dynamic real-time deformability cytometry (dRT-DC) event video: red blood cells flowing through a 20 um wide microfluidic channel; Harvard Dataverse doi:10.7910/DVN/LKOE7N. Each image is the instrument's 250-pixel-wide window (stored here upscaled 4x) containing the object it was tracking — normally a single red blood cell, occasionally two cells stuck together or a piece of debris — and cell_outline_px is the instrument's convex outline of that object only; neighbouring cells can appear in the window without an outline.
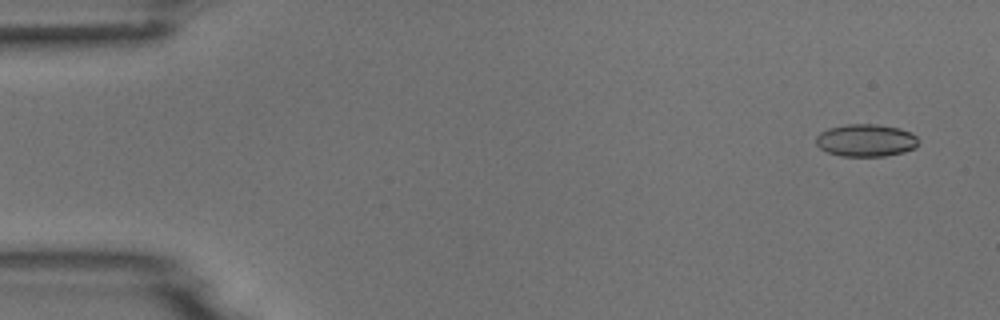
{"species": "common noctule bat (a hibernating species)", "species_latin": "Nyctalus noctula", "temperature_condition": "room temperature", "stored_images_in_passage": 5, "camera_frame_rate_fps": 3000, "um_per_image_px": 0.085, "animal": {"sex": "male", "body_mass_g": 18.8}, "frame": {"image": 1, "passage_image": 1, "time_ms": 0.0, "image_size_px": [1000, 320], "cell_outline_px": [[920, 140], [916, 148], [904, 152], [884, 156], [840, 156], [828, 152], [820, 148], [816, 144], [816, 136], [820, 132], [828, 128], [844, 124], [876, 124], [900, 128], [916, 136]], "centroid_in_image_um": [73.6, 11.93], "position_along_channel_um": 11.4, "area_um2": 19.54}}
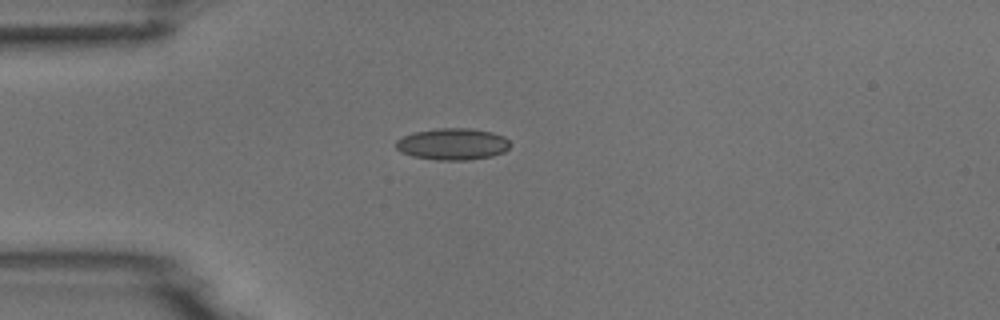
{"frame": {"image": 2, "passage_image": 4, "time_ms": 3.667, "image_size_px": [1000, 320], "cell_outline_px": [[512, 144], [504, 152], [492, 156], [468, 160], [436, 160], [412, 156], [400, 152], [396, 148], [396, 140], [412, 132], [436, 128], [468, 128], [492, 132], [504, 136]], "centroid_in_image_um": [38.47, 12.24], "position_along_channel_um": 46.5, "area_um2": 21.27}}